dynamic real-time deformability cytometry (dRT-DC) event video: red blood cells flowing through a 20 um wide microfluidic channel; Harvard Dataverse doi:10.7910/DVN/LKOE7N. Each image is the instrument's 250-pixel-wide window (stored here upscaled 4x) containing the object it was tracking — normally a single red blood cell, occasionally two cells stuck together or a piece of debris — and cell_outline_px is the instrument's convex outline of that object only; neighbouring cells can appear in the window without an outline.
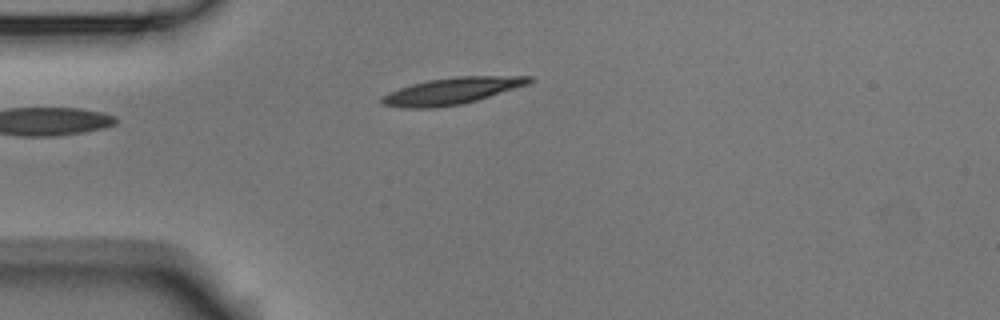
{"species": "Egyptian fruit bat (a non-hibernating species)", "species_latin": "Rousettus aegyptiacus", "temperature_condition": "room temperature", "stored_images_in_passage": 4, "camera_frame_rate_fps": 3000, "um_per_image_px": 0.085, "animal": {"sex": "male"}, "frame": {"image": 1, "passage_image": 4, "time_ms": 1.0, "image_size_px": [1000, 320], "cell_outline_px": [[536, 80], [528, 84], [476, 100], [460, 104], [432, 108], [404, 108], [380, 104], [380, 96], [388, 92], [412, 84], [428, 80], [456, 76], [532, 76]], "centroid_in_image_um": [38.37, 7.73], "position_along_channel_um": 46.6, "area_um2": 22.83}}